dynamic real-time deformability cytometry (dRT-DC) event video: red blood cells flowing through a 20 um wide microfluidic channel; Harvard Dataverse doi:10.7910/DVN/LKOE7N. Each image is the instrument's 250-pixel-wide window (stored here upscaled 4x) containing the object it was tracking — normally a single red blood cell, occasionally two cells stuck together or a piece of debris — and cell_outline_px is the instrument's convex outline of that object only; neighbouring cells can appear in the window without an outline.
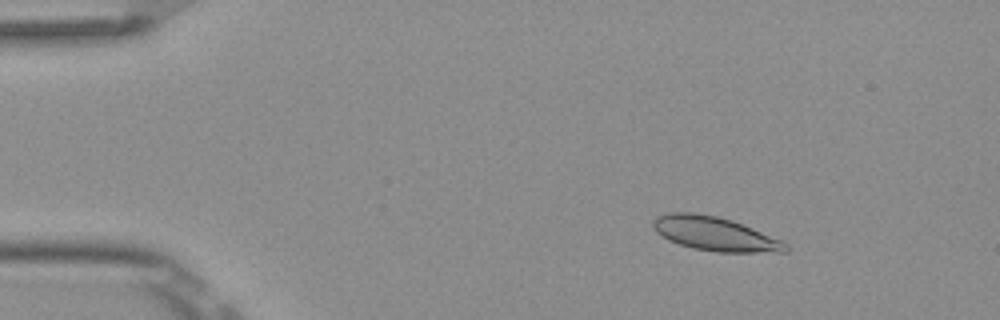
{"species": "Egyptian fruit bat (a non-hibernating species)", "species_latin": "Rousettus aegyptiacus", "temperature_condition": "room temperature", "stored_images_in_passage": 7, "camera_frame_rate_fps": 3000, "um_per_image_px": 0.085, "frame": {"image": 1, "passage_image": 3, "time_ms": 0.667, "image_size_px": [1000, 320], "cell_outline_px": [[788, 252], [716, 252], [692, 248], [668, 240], [656, 232], [652, 228], [652, 220], [656, 216], [672, 212], [692, 212], [716, 216], [732, 220], [752, 228], [780, 240], [788, 244]], "centroid_in_image_um": [60.72, 19.87], "position_along_channel_um": 24.3, "area_um2": 26.18}}
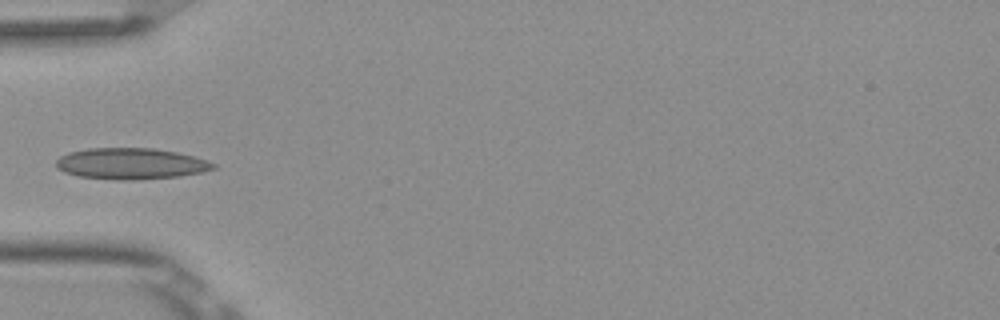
{"frame": {"image": 2, "passage_image": 6, "time_ms": 1.667, "image_size_px": [1000, 320], "cell_outline_px": [[216, 168], [200, 172], [180, 176], [132, 180], [120, 180], [80, 176], [64, 172], [56, 168], [56, 160], [60, 156], [68, 152], [88, 148], [152, 148], [176, 152], [192, 156], [216, 164]], "centroid_in_image_um": [11.08, 13.91], "position_along_channel_um": 73.9, "area_um2": 28.38}}
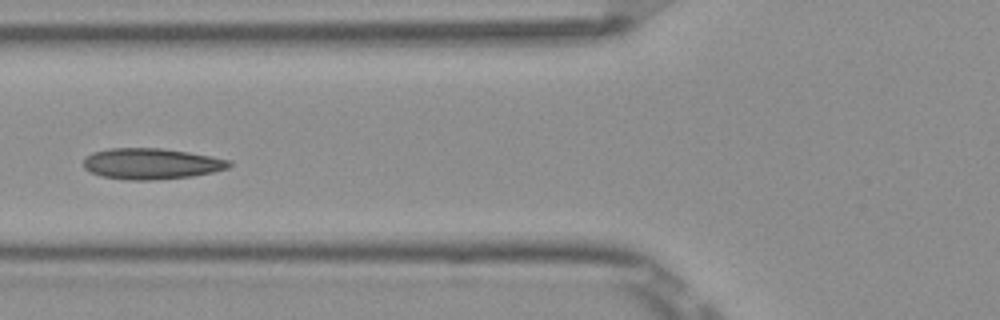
{"frame": {"image": 3, "passage_image": 7, "time_ms": 2.0, "image_size_px": [1000, 320], "cell_outline_px": [[232, 164], [228, 168], [212, 172], [192, 176], [152, 180], [128, 180], [100, 176], [84, 168], [84, 156], [92, 152], [108, 148], [164, 148], [212, 156], [232, 160]], "centroid_in_image_um": [12.86, 13.91], "position_along_channel_um": 112.9, "area_um2": 26.47}}